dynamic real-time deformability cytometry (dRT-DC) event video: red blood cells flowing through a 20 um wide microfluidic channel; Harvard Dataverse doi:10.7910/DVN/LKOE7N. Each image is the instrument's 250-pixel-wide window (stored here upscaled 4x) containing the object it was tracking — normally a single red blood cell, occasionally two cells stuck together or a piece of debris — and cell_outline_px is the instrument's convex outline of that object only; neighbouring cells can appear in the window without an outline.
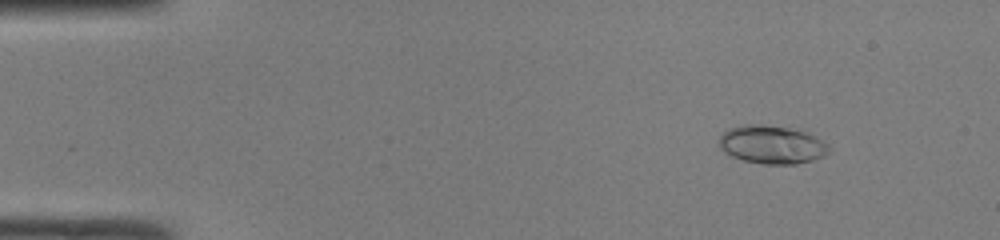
{"species": "common noctule bat (a hibernating species)", "species_latin": "Nyctalus noctula", "temperature_condition": "room temperature", "stored_images_in_passage": 47, "camera_frame_rate_fps": 3000, "um_per_image_px": 0.085, "animal": {"sex": "male", "body_mass_g": 19.0, "forearm_length_mm": 50.8}, "frame": {"image": 1, "passage_image": 5, "time_ms": 1.333, "image_size_px": [1000, 240], "cell_outline_px": [[832, 148], [824, 156], [812, 160], [796, 164], [764, 164], [744, 160], [732, 156], [724, 152], [720, 148], [720, 136], [724, 132], [732, 128], [752, 124], [760, 124], [788, 128], [804, 132], [820, 140]], "centroid_in_image_um": [65.61, 12.31], "position_along_channel_um": 19.4, "area_um2": 23.99}}
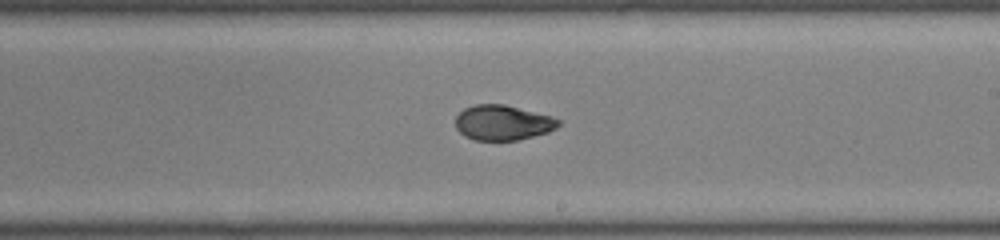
{"frame": {"image": 2, "passage_image": 28, "time_ms": 9.0, "image_size_px": [1000, 240], "cell_outline_px": [[560, 124], [556, 128], [548, 132], [516, 140], [472, 140], [464, 136], [456, 128], [456, 116], [464, 108], [476, 104], [504, 104], [552, 116], [560, 120]], "centroid_in_image_um": [42.72, 10.42], "position_along_channel_um": 246.3, "area_um2": 21.04}}
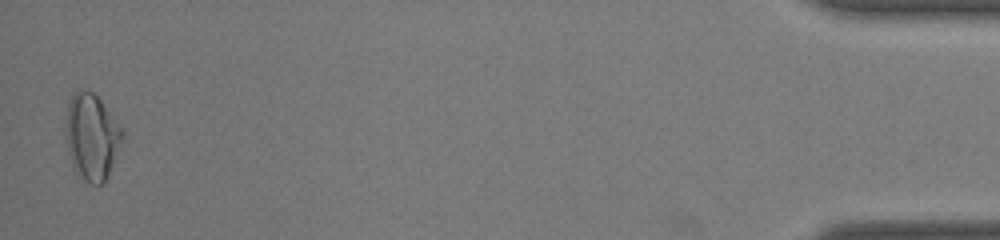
{"frame": {"image": 3, "passage_image": 47, "time_ms": 15.333, "image_size_px": [1000, 240], "cell_outline_px": [[124, 136], [108, 172], [104, 180], [100, 184], [88, 184], [84, 180], [72, 164], [68, 148], [68, 104], [72, 96], [76, 92], [84, 88], [92, 92], [100, 100], [124, 132]], "centroid_in_image_um": [7.82, 11.61], "position_along_channel_um": 427.4, "area_um2": 27.11}, "authors_computed_cell_mechanics": {"area_um2": 22.1952, "velocity_mm_per_s": 4.2325, "shape_relaxation_time_tau1_ms": 8.5891, "shape_relaxation_time_tau2_ms": 1.686, "deformation_change_tau1": 0.2502, "deformation_change_tau2": 0.0496}}